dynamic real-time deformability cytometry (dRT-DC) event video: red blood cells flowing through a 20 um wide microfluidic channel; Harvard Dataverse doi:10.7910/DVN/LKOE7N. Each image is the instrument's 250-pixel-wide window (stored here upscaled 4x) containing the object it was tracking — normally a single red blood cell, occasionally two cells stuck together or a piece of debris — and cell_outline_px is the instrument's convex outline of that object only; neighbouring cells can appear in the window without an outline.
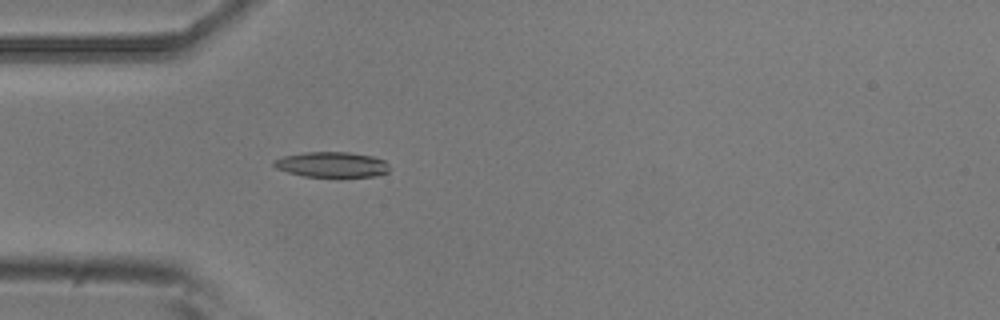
{"species": "common noctule bat (a hibernating species)", "species_latin": "Nyctalus noctula", "temperature_condition": "room temperature", "stored_images_in_passage": 5, "camera_frame_rate_fps": 3000, "um_per_image_px": 0.085, "animal": {"sex": "male", "body_mass_g": 20.5, "forearm_length_mm": 52.5}, "frame": {"image": 1, "passage_image": 5, "time_ms": 1.333, "image_size_px": [1000, 320], "cell_outline_px": [[388, 172], [376, 176], [336, 180], [304, 176], [288, 172], [276, 168], [272, 164], [272, 160], [284, 156], [304, 152], [348, 152], [372, 156], [384, 160], [388, 164]], "centroid_in_image_um": [28.22, 14.04], "position_along_channel_um": 56.8, "area_um2": 17.98}}